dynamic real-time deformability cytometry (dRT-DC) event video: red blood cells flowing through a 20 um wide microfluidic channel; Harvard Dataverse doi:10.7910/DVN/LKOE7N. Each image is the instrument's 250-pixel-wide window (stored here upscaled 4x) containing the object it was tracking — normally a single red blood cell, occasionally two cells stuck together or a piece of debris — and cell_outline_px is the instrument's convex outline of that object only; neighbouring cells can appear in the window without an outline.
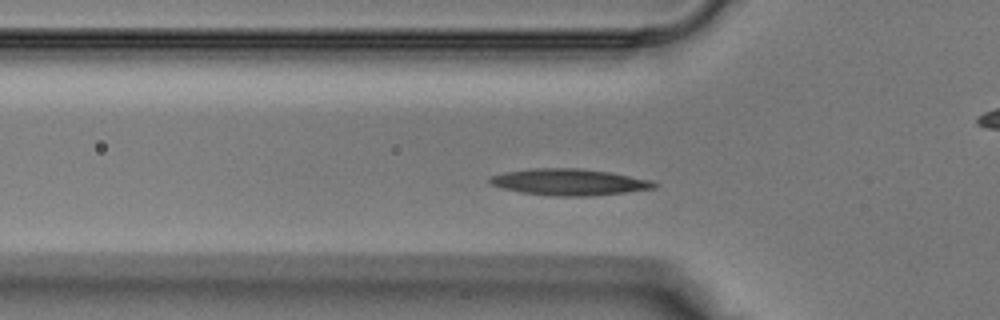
{"species": "Egyptian fruit bat (a non-hibernating species)", "species_latin": "Rousettus aegyptiacus", "temperature_condition": "warm", "stored_images_in_passage": 35, "camera_frame_rate_fps": 3000, "um_per_image_px": 0.085, "animal": {"sex": "male"}, "frame": {"image": 1, "passage_image": 8, "time_ms": 2.333, "image_size_px": [1000, 320], "cell_outline_px": [[660, 184], [656, 188], [624, 192], [588, 196], [552, 196], [520, 192], [504, 188], [492, 184], [488, 180], [488, 176], [504, 172], [532, 168], [580, 168], [608, 172], [652, 180]], "centroid_in_image_um": [48.38, 15.47], "position_along_channel_um": 77.4, "area_um2": 25.32}}
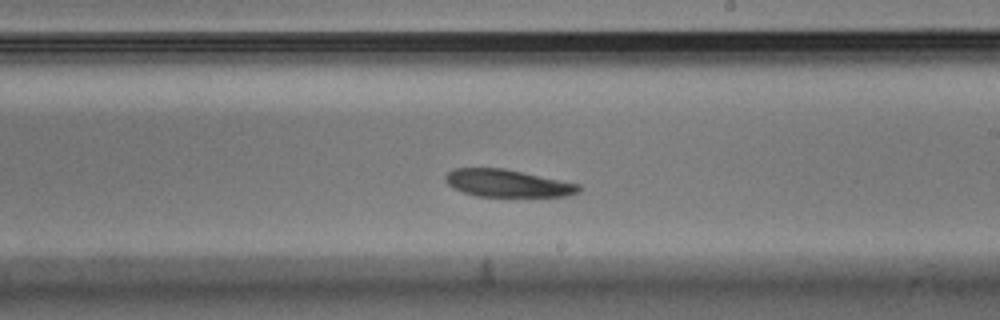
{"frame": {"image": 2, "passage_image": 18, "time_ms": 5.667, "image_size_px": [1000, 320], "cell_outline_px": [[580, 192], [568, 196], [476, 196], [452, 188], [444, 180], [444, 176], [452, 168], [504, 168], [580, 184]], "centroid_in_image_um": [43.11, 15.57], "position_along_channel_um": 245.9, "area_um2": 21.33}}
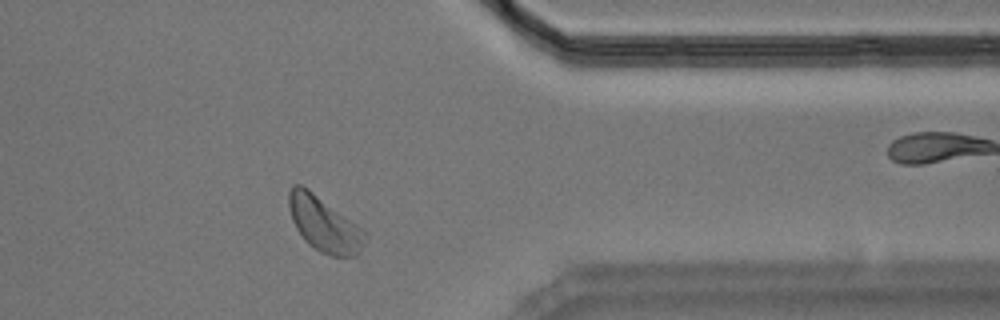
{"frame": {"image": 3, "passage_image": 27, "time_ms": 8.667, "image_size_px": [1000, 320], "cell_outline_px": [[368, 236], [364, 244], [356, 256], [332, 256], [320, 252], [308, 244], [304, 240], [296, 228], [292, 220], [288, 204], [288, 192], [292, 184], [300, 184], [308, 188], [368, 232]], "centroid_in_image_um": [27.55, 19.05], "position_along_channel_um": 383.8, "area_um2": 24.57}}